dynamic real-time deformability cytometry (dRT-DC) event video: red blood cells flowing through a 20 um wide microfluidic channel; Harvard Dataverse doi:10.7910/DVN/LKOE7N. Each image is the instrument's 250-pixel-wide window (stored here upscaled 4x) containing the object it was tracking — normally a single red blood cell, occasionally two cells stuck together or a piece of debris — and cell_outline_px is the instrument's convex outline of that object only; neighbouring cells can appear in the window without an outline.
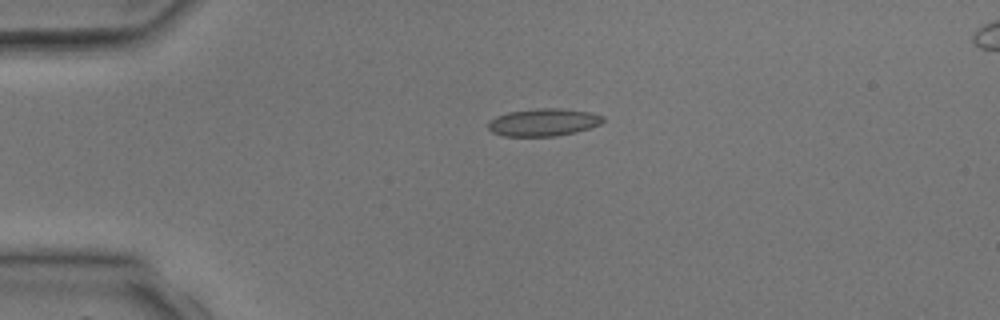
{"species": "common noctule bat (a hibernating species)", "species_latin": "Nyctalus noctula", "temperature_condition": "room temperature", "stored_images_in_passage": 3, "camera_frame_rate_fps": 3000, "um_per_image_px": 0.085, "animal": {"sex": "male", "body_mass_g": 17.9, "forearm_length_mm": 54.2}, "frame": {"image": 1, "passage_image": 2, "time_ms": 1.333, "image_size_px": [1000, 320], "cell_outline_px": [[604, 120], [600, 124], [576, 132], [556, 136], [504, 136], [492, 132], [488, 128], [488, 120], [496, 116], [508, 112], [536, 108], [560, 108], [592, 112], [604, 116]], "centroid_in_image_um": [46.18, 10.39], "position_along_channel_um": 38.8, "area_um2": 18.55}}